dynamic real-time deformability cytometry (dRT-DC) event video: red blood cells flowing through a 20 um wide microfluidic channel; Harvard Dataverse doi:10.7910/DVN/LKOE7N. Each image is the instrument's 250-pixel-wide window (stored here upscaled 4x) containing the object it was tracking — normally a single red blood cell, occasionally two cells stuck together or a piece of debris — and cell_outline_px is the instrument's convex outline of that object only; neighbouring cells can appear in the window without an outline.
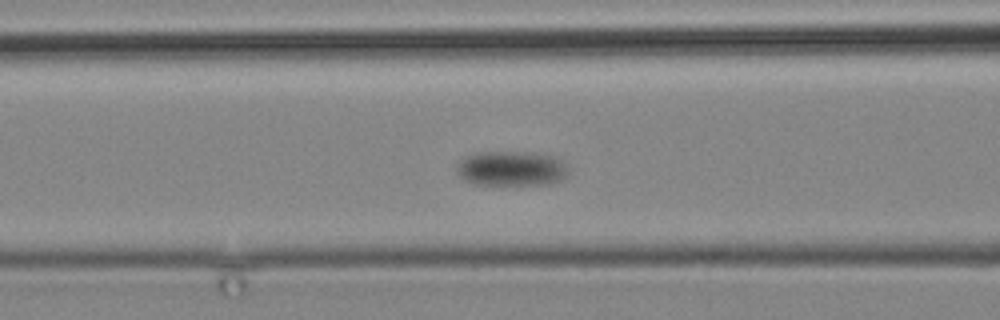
{"species": "common noctule bat (a hibernating species)", "species_latin": "Nyctalus noctula", "temperature_condition": "cold", "stored_images_in_passage": 7, "camera_frame_rate_fps": 3000, "um_per_image_px": 0.085, "animal": {"sex": "male", "body_mass_g": 19.2, "forearm_length_mm": 51.8}, "frame": {"image": 1, "passage_image": 5, "time_ms": 4.333, "image_size_px": [1000, 320], "cell_outline_px": [[568, 176], [560, 180], [548, 184], [472, 184], [464, 180], [456, 172], [456, 164], [460, 160], [476, 152], [532, 152], [552, 156], [560, 160], [568, 168]], "centroid_in_image_um": [43.44, 14.32], "position_along_channel_um": 123.2, "area_um2": 22.72}}
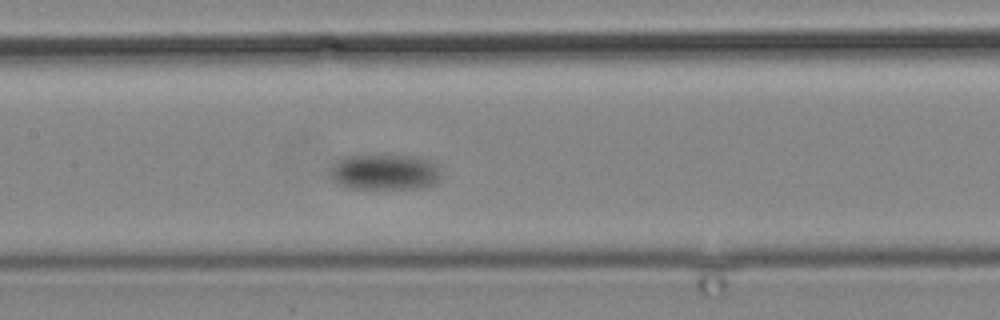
{"frame": {"image": 2, "passage_image": 7, "time_ms": 6.667, "image_size_px": [1000, 320], "cell_outline_px": [[440, 176], [436, 184], [420, 188], [348, 188], [332, 180], [328, 176], [332, 164], [344, 156], [416, 156], [432, 160], [436, 164]], "centroid_in_image_um": [32.68, 14.63], "position_along_channel_um": 174.7, "area_um2": 23.12}}